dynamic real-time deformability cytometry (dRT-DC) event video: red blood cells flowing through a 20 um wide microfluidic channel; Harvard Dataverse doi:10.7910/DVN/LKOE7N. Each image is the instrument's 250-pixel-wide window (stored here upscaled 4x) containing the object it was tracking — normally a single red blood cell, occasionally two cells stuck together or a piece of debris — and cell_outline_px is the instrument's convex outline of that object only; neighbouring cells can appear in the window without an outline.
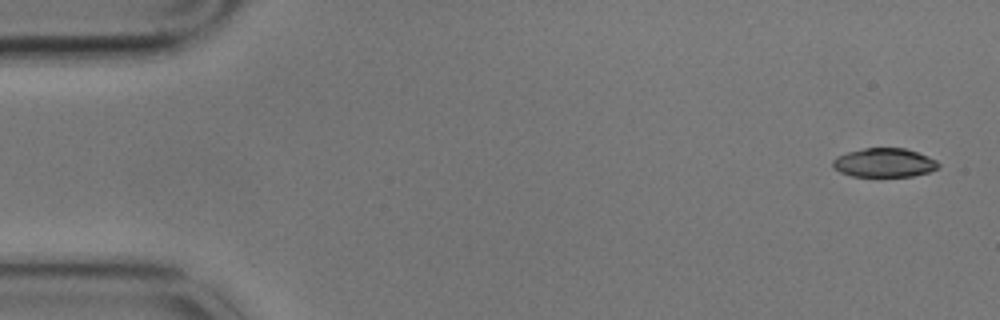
{"species": "common noctule bat (a hibernating species)", "species_latin": "Nyctalus noctula", "temperature_condition": "cold", "stored_images_in_passage": 4, "camera_frame_rate_fps": 3000, "um_per_image_px": 0.085, "animal": {"sex": "male", "body_mass_g": 17.9}, "frame": {"image": 1, "passage_image": 1, "time_ms": 0.0, "image_size_px": [1000, 320], "cell_outline_px": [[940, 164], [936, 168], [928, 172], [912, 176], [852, 176], [840, 172], [832, 168], [832, 160], [836, 156], [848, 152], [864, 148], [904, 148], [928, 156], [936, 160]], "centroid_in_image_um": [75.12, 13.83], "position_along_channel_um": 9.9, "area_um2": 17.74}}
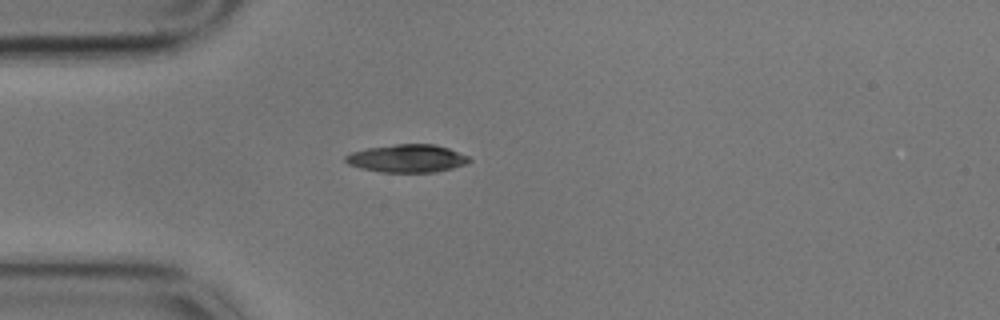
{"frame": {"image": 2, "passage_image": 4, "time_ms": 1.0, "image_size_px": [1000, 320], "cell_outline_px": [[472, 160], [468, 164], [436, 172], [380, 172], [360, 168], [348, 164], [344, 160], [344, 156], [352, 152], [368, 148], [396, 144], [436, 144], [448, 148], [468, 156]], "centroid_in_image_um": [34.62, 13.47], "position_along_channel_um": 50.4, "area_um2": 20.17}}